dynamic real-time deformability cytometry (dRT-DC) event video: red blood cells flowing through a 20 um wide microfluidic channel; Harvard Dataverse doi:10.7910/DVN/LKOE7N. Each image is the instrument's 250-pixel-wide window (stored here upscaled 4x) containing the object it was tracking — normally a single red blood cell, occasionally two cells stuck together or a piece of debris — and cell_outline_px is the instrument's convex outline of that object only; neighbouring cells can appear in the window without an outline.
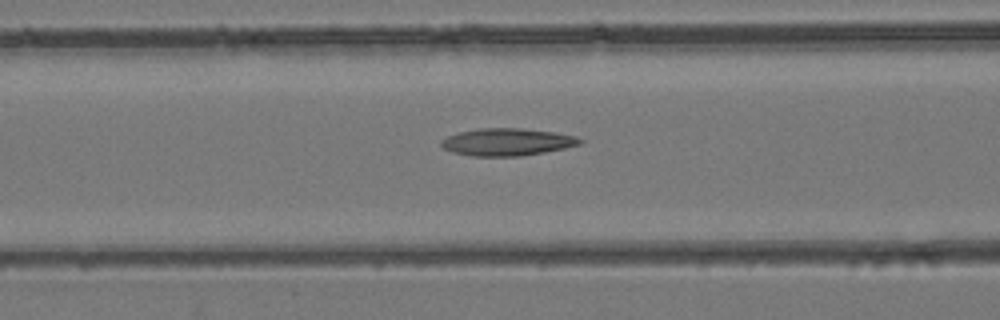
{"species": "common noctule bat (a hibernating species)", "species_latin": "Nyctalus noctula", "temperature_condition": "room temperature", "stored_images_in_passage": 33, "camera_frame_rate_fps": 3000, "um_per_image_px": 0.085, "animal": {"sex": "female", "body_mass_g": 24.6, "forearm_length_mm": 56.2}, "frame": {"image": 1, "passage_image": 7, "time_ms": 2.0, "image_size_px": [1000, 320], "cell_outline_px": [[584, 144], [544, 152], [520, 156], [472, 156], [452, 152], [444, 148], [440, 144], [440, 140], [448, 136], [460, 132], [480, 128], [520, 128], [552, 132], [576, 136], [584, 140]], "centroid_in_image_um": [43.12, 12.07], "position_along_channel_um": 123.5, "area_um2": 22.08}}
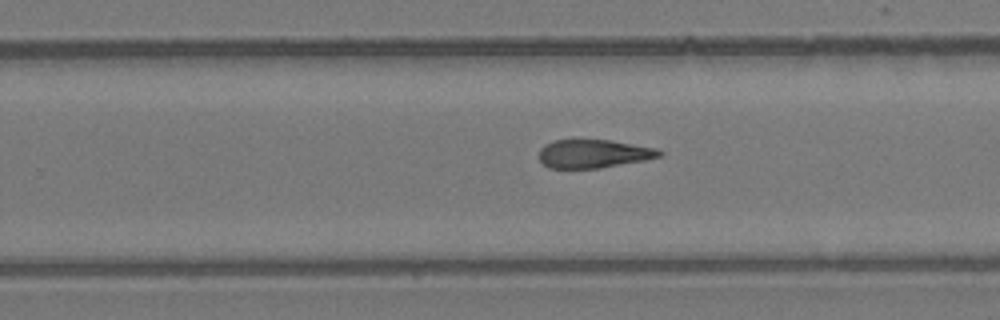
{"frame": {"image": 2, "passage_image": 17, "time_ms": 5.333, "image_size_px": [1000, 320], "cell_outline_px": [[664, 152], [660, 156], [644, 160], [600, 168], [548, 168], [540, 160], [540, 148], [544, 144], [552, 140], [612, 140], [656, 148]], "centroid_in_image_um": [50.44, 13.06], "position_along_channel_um": 279.4, "area_um2": 19.88}}
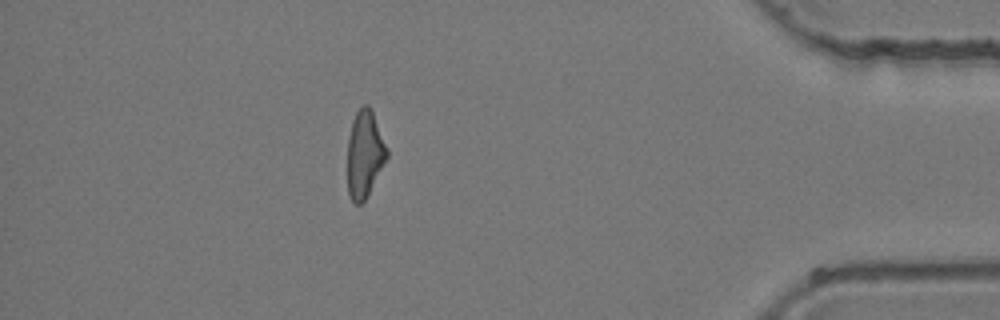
{"frame": {"image": 3, "passage_image": 28, "time_ms": 9.0, "image_size_px": [1000, 320], "cell_outline_px": [[388, 156], [364, 200], [360, 204], [356, 204], [348, 196], [348, 136], [352, 120], [356, 112], [364, 104], [368, 104], [372, 112], [388, 148]], "centroid_in_image_um": [30.98, 13.07], "position_along_channel_um": 404.2, "area_um2": 19.71}}